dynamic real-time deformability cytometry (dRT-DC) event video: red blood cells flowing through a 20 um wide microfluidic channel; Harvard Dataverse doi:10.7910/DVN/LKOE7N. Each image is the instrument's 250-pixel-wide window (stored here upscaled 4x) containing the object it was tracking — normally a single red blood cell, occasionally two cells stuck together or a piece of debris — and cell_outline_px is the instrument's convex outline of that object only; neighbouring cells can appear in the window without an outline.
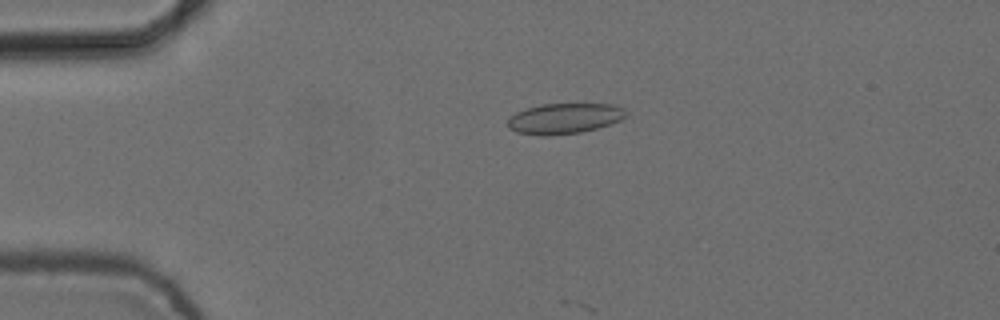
{"species": "common noctule bat (a hibernating species)", "species_latin": "Nyctalus noctula", "temperature_condition": "cold", "stored_images_in_passage": 4, "camera_frame_rate_fps": 3000, "um_per_image_px": 0.085, "animal": {"sex": "female", "body_mass_g": 24.6, "forearm_length_mm": 56.2}, "frame": {"image": 1, "passage_image": 3, "time_ms": 0.667, "image_size_px": [1000, 320], "cell_outline_px": [[628, 112], [620, 120], [596, 128], [580, 132], [548, 136], [540, 136], [516, 132], [508, 128], [508, 116], [516, 112], [528, 108], [544, 104], [612, 104], [624, 108]], "centroid_in_image_um": [47.93, 10.07], "position_along_channel_um": 37.1, "area_um2": 20.98}}